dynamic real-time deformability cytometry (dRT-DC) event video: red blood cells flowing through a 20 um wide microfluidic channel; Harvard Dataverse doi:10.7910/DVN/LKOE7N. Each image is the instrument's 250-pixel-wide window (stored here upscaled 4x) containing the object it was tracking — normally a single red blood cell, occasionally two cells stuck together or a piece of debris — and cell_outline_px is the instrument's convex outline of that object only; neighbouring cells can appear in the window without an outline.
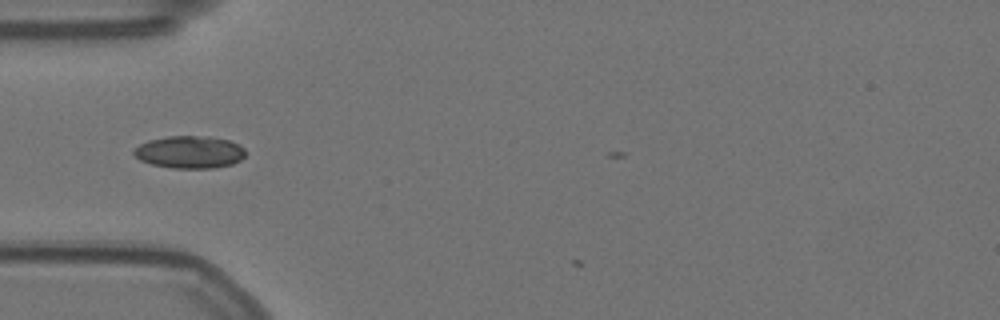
{"species": "Egyptian fruit bat (a non-hibernating species)", "species_latin": "Rousettus aegyptiacus", "temperature_condition": "warm", "stored_images_in_passage": 4, "camera_frame_rate_fps": 3000, "um_per_image_px": 0.085, "animal": {"sex": "female"}, "frame": {"image": 1, "passage_image": 2, "time_ms": 0.333, "image_size_px": [1000, 320], "cell_outline_px": [[244, 156], [240, 160], [232, 164], [212, 168], [172, 168], [152, 164], [140, 160], [132, 152], [132, 148], [148, 140], [168, 136], [208, 136], [228, 140], [240, 144], [244, 148]], "centroid_in_image_um": [16.1, 12.92], "position_along_channel_um": 68.9, "area_um2": 21.15}}